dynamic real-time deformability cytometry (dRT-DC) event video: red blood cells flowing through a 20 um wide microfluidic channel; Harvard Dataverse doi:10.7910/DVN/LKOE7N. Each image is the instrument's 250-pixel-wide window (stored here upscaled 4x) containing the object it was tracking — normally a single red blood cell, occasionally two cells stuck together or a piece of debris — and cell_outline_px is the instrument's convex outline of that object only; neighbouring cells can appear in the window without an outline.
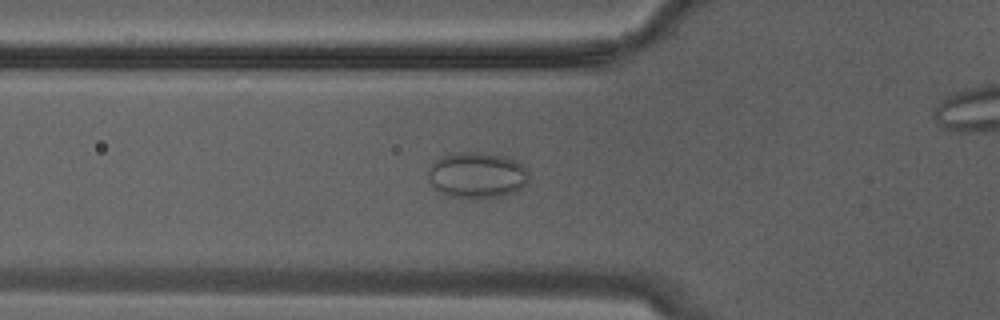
{"species": "Egyptian fruit bat (a non-hibernating species)", "species_latin": "Rousettus aegyptiacus", "temperature_condition": "warm", "stored_images_in_passage": 14, "camera_frame_rate_fps": 3000, "um_per_image_px": 0.085, "animal": {"sex": "male"}, "frame": {"image": 1, "passage_image": 8, "time_ms": 2.333, "image_size_px": [1000, 320], "cell_outline_px": [[528, 184], [516, 192], [500, 196], [452, 196], [440, 192], [428, 180], [428, 172], [432, 164], [436, 160], [444, 156], [456, 152], [480, 152], [504, 156], [516, 160], [528, 172]], "centroid_in_image_um": [40.57, 14.86], "position_along_channel_um": 85.2, "area_um2": 26.47}}